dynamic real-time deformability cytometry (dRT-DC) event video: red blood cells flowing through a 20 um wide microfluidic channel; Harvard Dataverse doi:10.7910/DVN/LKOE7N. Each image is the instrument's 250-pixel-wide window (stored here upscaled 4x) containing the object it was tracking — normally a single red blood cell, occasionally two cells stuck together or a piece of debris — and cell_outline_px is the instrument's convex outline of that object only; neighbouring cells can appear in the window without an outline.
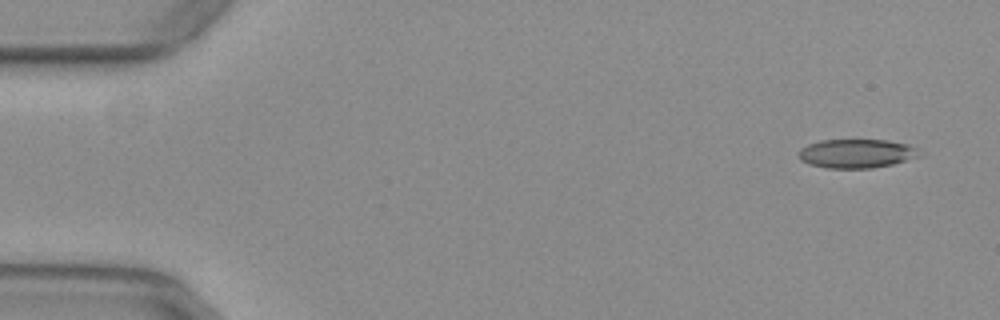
{"species": "common noctule bat (a hibernating species)", "species_latin": "Nyctalus noctula", "temperature_condition": "warm", "stored_images_in_passage": 51, "camera_frame_rate_fps": 3000, "um_per_image_px": 0.085, "animal": {"sex": "female", "body_mass_g": 29.2, "forearm_length_mm": 56.3}, "frame": {"image": 1, "passage_image": 1, "time_ms": 0.0, "image_size_px": [1000, 320], "cell_outline_px": [[920, 156], [892, 164], [872, 168], [824, 168], [808, 164], [800, 160], [800, 148], [808, 144], [820, 140], [884, 140], [908, 144], [916, 148]], "centroid_in_image_um": [72.77, 13.05], "position_along_channel_um": 12.2, "area_um2": 20.23}}
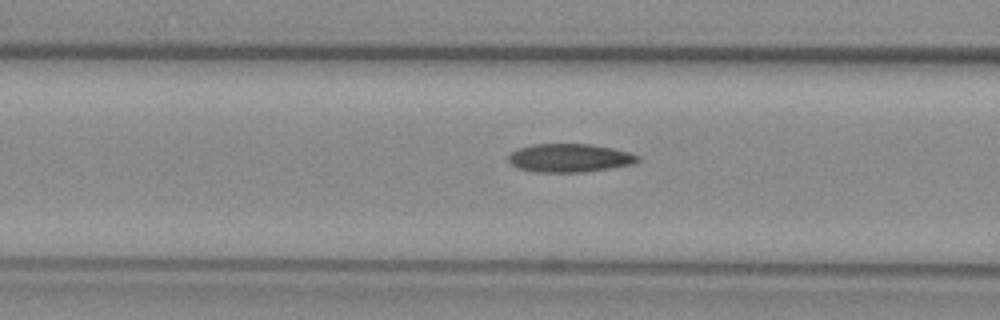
{"frame": {"image": 2, "passage_image": 19, "time_ms": 6.0, "image_size_px": [1000, 320], "cell_outline_px": [[640, 160], [632, 164], [584, 172], [536, 172], [516, 168], [508, 160], [508, 156], [512, 152], [520, 148], [532, 144], [592, 144], [612, 148], [628, 152], [640, 156]], "centroid_in_image_um": [48.4, 13.42], "position_along_channel_um": 118.2, "area_um2": 21.33}}
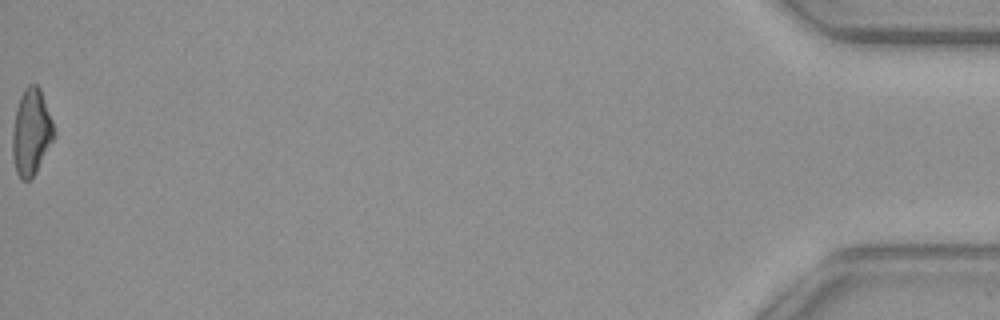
{"frame": {"image": 3, "passage_image": 51, "time_ms": 16.667, "image_size_px": [1000, 320], "cell_outline_px": [[56, 136], [36, 172], [28, 180], [20, 180], [16, 172], [12, 156], [12, 132], [16, 108], [20, 96], [24, 88], [28, 84], [36, 84], [40, 88], [52, 120], [56, 132]], "centroid_in_image_um": [2.66, 11.23], "position_along_channel_um": 432.5, "area_um2": 21.1}, "authors_computed_cell_mechanics": {"area_um2": 21.097, "velocity_mm_per_s": 3.9488, "shape_relaxation_time_tau1_ms": null, "shape_relaxation_time_tau2_ms": 4.6804, "deformation_change_tau1": null, "deformation_change_tau2": 0.1266}}